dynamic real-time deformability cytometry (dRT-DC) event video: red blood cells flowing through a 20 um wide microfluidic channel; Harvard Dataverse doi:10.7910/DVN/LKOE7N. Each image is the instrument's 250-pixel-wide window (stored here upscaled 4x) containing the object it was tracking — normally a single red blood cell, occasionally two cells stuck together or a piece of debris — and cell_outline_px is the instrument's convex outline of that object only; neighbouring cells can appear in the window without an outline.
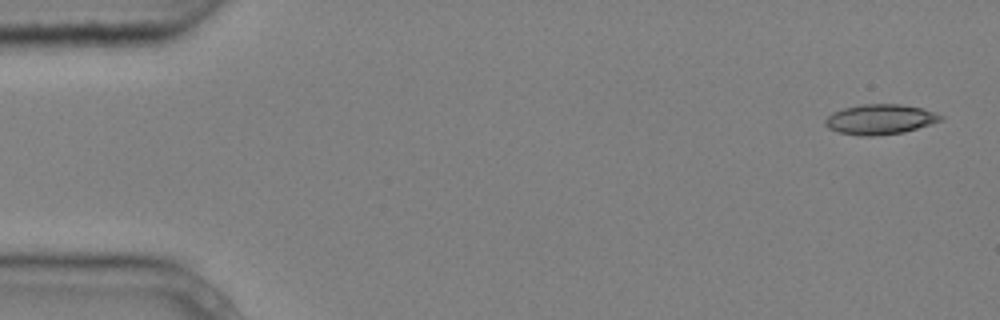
{"species": "common noctule bat (a hibernating species)", "species_latin": "Nyctalus noctula", "temperature_condition": "cold", "stored_images_in_passage": 6, "camera_frame_rate_fps": 3000, "um_per_image_px": 0.085, "animal": {"sex": "male", "body_mass_g": 20.4}, "frame": {"image": 1, "passage_image": 1, "time_ms": 0.0, "image_size_px": [1000, 320], "cell_outline_px": [[944, 120], [932, 124], [904, 132], [872, 136], [860, 136], [840, 132], [828, 128], [824, 124], [824, 120], [832, 112], [844, 108], [860, 104], [900, 104], [924, 108], [936, 112], [944, 116]], "centroid_in_image_um": [74.84, 10.14], "position_along_channel_um": 10.2, "area_um2": 20.46}}
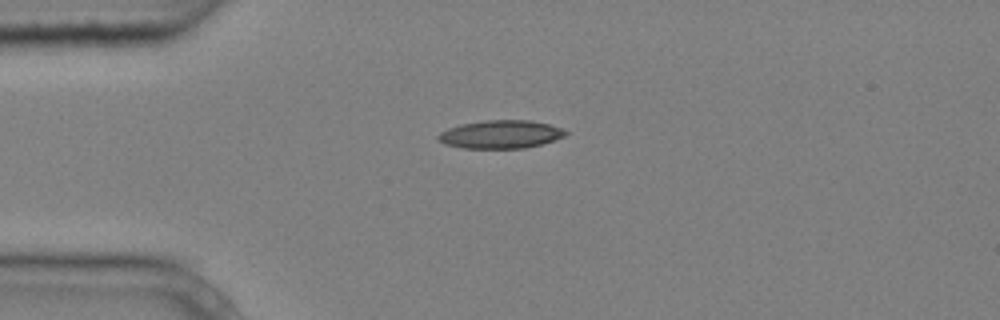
{"frame": {"image": 2, "passage_image": 4, "time_ms": 1.0, "image_size_px": [1000, 320], "cell_outline_px": [[568, 132], [564, 136], [540, 144], [524, 148], [464, 148], [444, 144], [436, 140], [436, 136], [440, 132], [448, 128], [460, 124], [484, 120], [528, 120], [548, 124], [564, 128]], "centroid_in_image_um": [42.51, 11.41], "position_along_channel_um": 42.5, "area_um2": 20.92}}
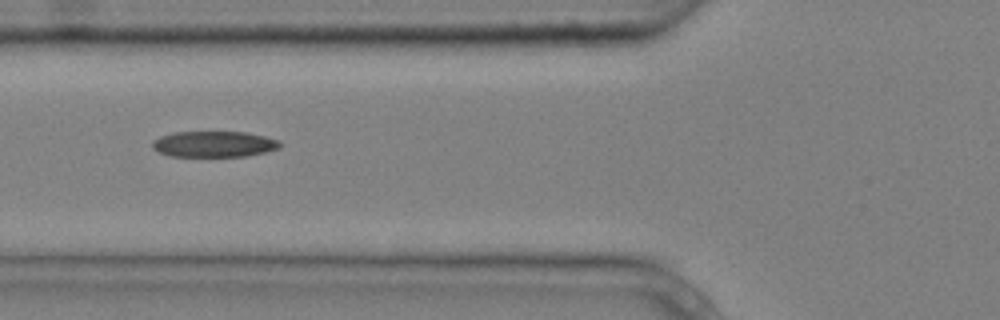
{"frame": {"image": 3, "passage_image": 6, "time_ms": 1.667, "image_size_px": [1000, 320], "cell_outline_px": [[284, 144], [280, 148], [264, 152], [244, 156], [172, 156], [160, 152], [152, 148], [152, 140], [160, 136], [172, 132], [248, 132], [280, 140]], "centroid_in_image_um": [18.21, 12.24], "position_along_channel_um": 107.6, "area_um2": 19.36}}